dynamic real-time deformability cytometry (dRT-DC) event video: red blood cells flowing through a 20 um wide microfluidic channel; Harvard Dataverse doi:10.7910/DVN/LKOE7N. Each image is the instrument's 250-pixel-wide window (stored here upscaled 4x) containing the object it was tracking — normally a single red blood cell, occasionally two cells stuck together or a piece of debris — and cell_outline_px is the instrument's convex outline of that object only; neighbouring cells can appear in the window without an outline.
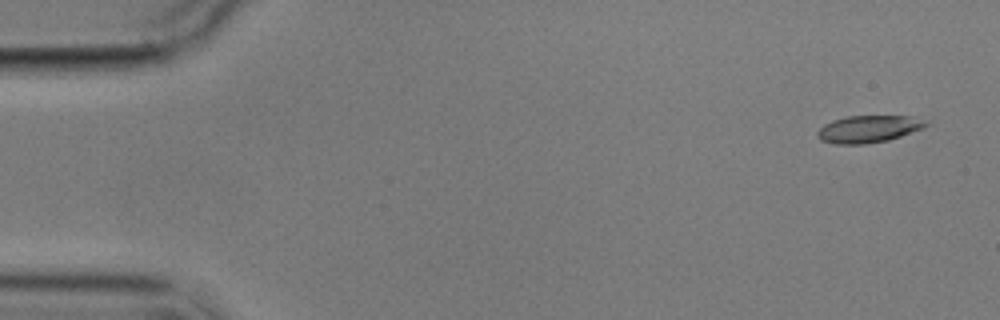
{"species": "common noctule bat (a hibernating species)", "species_latin": "Nyctalus noctula", "temperature_condition": "cold", "stored_images_in_passage": 5, "camera_frame_rate_fps": 3000, "um_per_image_px": 0.085, "animal": {"sex": "male", "body_mass_g": 17.9}, "frame": {"image": 1, "passage_image": 1, "time_ms": 0.0, "image_size_px": [1000, 320], "cell_outline_px": [[928, 124], [924, 128], [888, 140], [864, 144], [836, 144], [820, 140], [816, 136], [816, 132], [824, 124], [832, 120], [848, 116], [912, 116]], "centroid_in_image_um": [73.76, 10.97], "position_along_channel_um": 11.2, "area_um2": 17.05}}
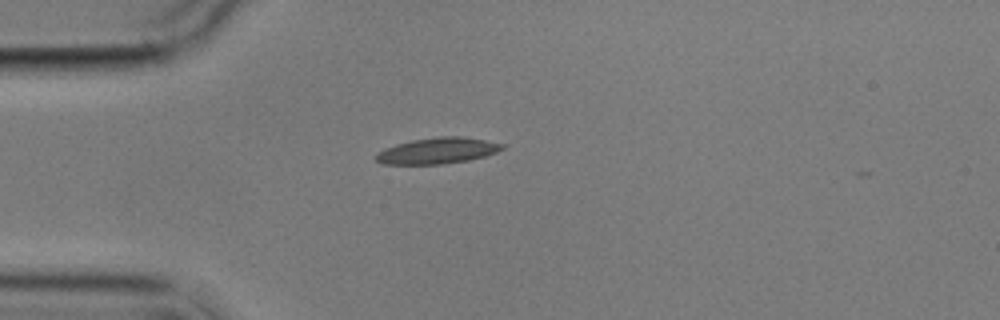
{"frame": {"image": 2, "passage_image": 4, "time_ms": 4.333, "image_size_px": [1000, 320], "cell_outline_px": [[504, 148], [496, 152], [484, 156], [468, 160], [444, 164], [384, 164], [376, 160], [376, 152], [384, 148], [396, 144], [412, 140], [436, 136], [460, 136], [484, 140], [504, 144]], "centroid_in_image_um": [37.16, 12.8], "position_along_channel_um": 47.8, "area_um2": 19.13}}